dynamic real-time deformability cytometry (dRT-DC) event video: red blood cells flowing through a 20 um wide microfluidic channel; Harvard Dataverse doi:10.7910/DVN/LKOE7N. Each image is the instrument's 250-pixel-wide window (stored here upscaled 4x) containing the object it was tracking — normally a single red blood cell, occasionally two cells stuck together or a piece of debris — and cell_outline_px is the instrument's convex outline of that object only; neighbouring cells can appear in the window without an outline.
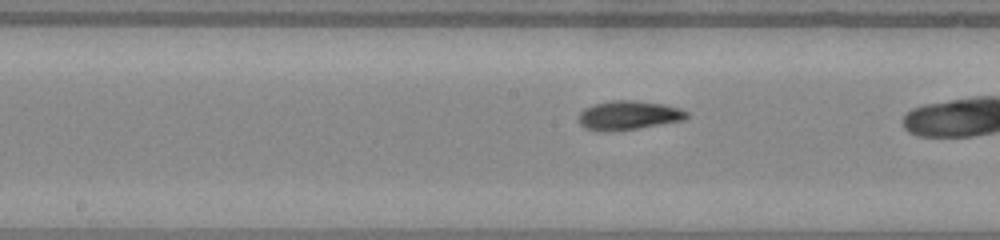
{"species": "common noctule bat (a hibernating species)", "species_latin": "Nyctalus noctula", "temperature_condition": "warm", "stored_images_in_passage": 27, "camera_frame_rate_fps": 3000, "um_per_image_px": 0.085, "animal": {"sex": "male", "body_mass_g": 20.0, "forearm_length_mm": 53.3}, "frame": {"image": 1, "passage_image": 20, "time_ms": 6.333, "image_size_px": [1000, 240], "cell_outline_px": [[688, 116], [684, 120], [636, 128], [588, 128], [580, 124], [580, 112], [584, 108], [592, 104], [612, 100], [632, 100], [664, 104], [680, 108], [688, 112]], "centroid_in_image_um": [53.5, 9.73], "position_along_channel_um": 194.7, "area_um2": 17.4}}
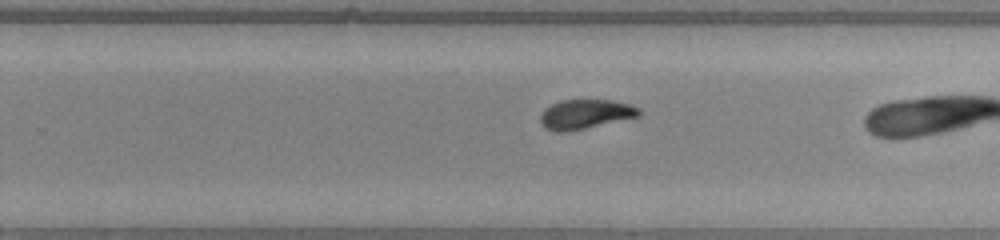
{"frame": {"image": 2, "passage_image": 26, "time_ms": 8.333, "image_size_px": [1000, 240], "cell_outline_px": [[640, 116], [584, 128], [564, 132], [556, 132], [544, 128], [540, 120], [540, 116], [544, 108], [560, 100], [612, 100], [632, 104], [640, 108]], "centroid_in_image_um": [49.75, 9.69], "position_along_channel_um": 280.1, "area_um2": 16.94}}